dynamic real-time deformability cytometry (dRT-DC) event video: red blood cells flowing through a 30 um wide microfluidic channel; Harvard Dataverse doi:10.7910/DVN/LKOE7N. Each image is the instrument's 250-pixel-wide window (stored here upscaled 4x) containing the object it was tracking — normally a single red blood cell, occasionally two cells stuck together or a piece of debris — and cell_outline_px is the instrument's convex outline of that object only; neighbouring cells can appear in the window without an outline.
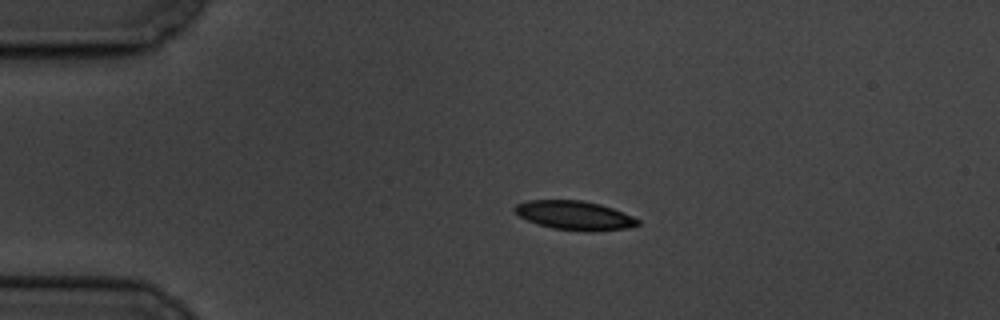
{"species": "common noctule bat (a hibernating species)", "species_latin": "Nyctalus noctula", "temperature_condition": "cold", "stored_images_in_passage": 5, "camera_frame_rate_fps": 3000, "um_per_image_px": 0.085, "animal": {"sex": "male", "body_mass_g": 19.5, "forearm_length_mm": 54.6}, "frame": {"image": 1, "passage_image": 3, "time_ms": 2.333, "image_size_px": [1000, 320], "cell_outline_px": [[640, 224], [628, 228], [592, 232], [552, 228], [528, 220], [520, 216], [512, 208], [516, 204], [528, 200], [580, 200], [600, 204], [612, 208], [632, 216], [640, 220]], "centroid_in_image_um": [48.86, 18.31], "position_along_channel_um": 36.1, "area_um2": 20.69}}
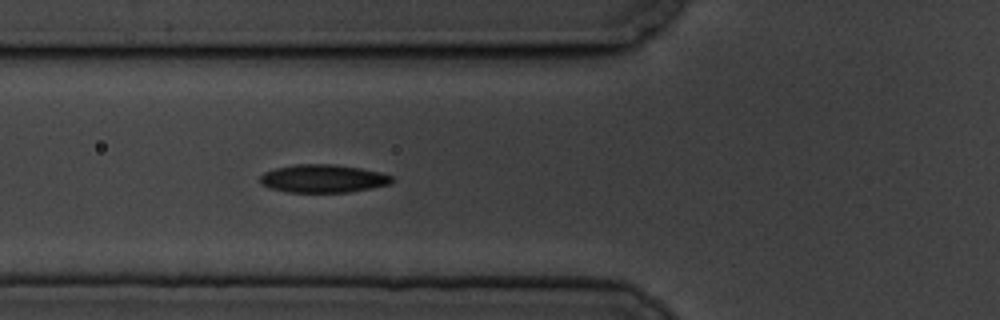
{"frame": {"image": 2, "passage_image": 5, "time_ms": 5.333, "image_size_px": [1000, 320], "cell_outline_px": [[392, 180], [388, 184], [372, 188], [348, 192], [288, 192], [268, 188], [260, 184], [260, 176], [264, 172], [276, 168], [296, 164], [336, 164], [360, 168], [380, 172], [392, 176]], "centroid_in_image_um": [27.42, 15.18], "position_along_channel_um": 98.4, "area_um2": 21.56}}